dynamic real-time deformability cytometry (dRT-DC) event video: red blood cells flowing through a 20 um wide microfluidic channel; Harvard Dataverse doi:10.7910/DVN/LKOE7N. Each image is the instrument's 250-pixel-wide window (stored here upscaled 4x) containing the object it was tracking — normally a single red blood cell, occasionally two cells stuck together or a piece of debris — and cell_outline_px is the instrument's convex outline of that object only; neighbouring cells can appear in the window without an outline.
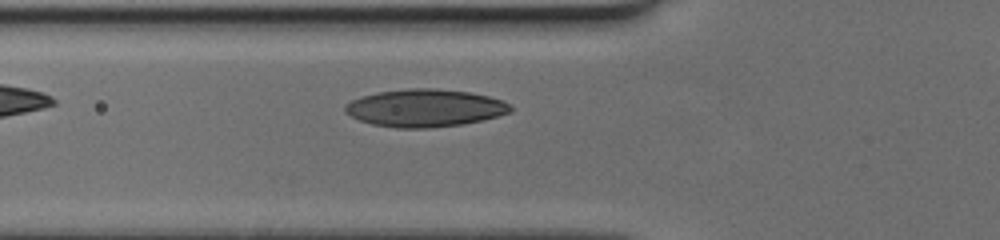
{"species": "human", "species_latin": "Homo sapiens", "temperature_condition": "cold", "stored_images_in_passage": 32, "camera_frame_rate_fps": 3000, "um_per_image_px": 0.085, "donor": {"sex": "female"}, "frame": {"image": 1, "passage_image": 2, "time_ms": 0.333, "image_size_px": [1000, 240], "cell_outline_px": [[512, 112], [464, 124], [428, 128], [396, 128], [372, 124], [360, 120], [344, 112], [344, 104], [360, 96], [376, 92], [408, 88], [432, 88], [468, 92], [488, 96], [500, 100], [508, 104], [512, 108]], "centroid_in_image_um": [36.06, 9.18], "position_along_channel_um": 89.7, "area_um2": 36.18}}
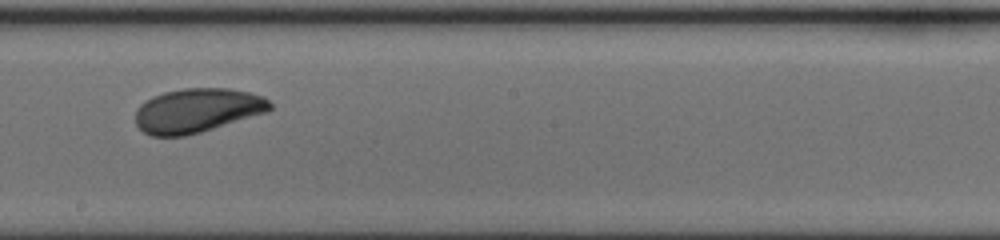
{"frame": {"image": 2, "passage_image": 13, "time_ms": 4.0, "image_size_px": [1000, 240], "cell_outline_px": [[272, 108], [268, 112], [200, 132], [184, 136], [152, 136], [144, 132], [136, 124], [136, 108], [144, 100], [152, 96], [164, 92], [184, 88], [228, 88], [248, 92], [264, 96], [272, 104]], "centroid_in_image_um": [16.75, 9.38], "position_along_channel_um": 231.4, "area_um2": 34.74}}
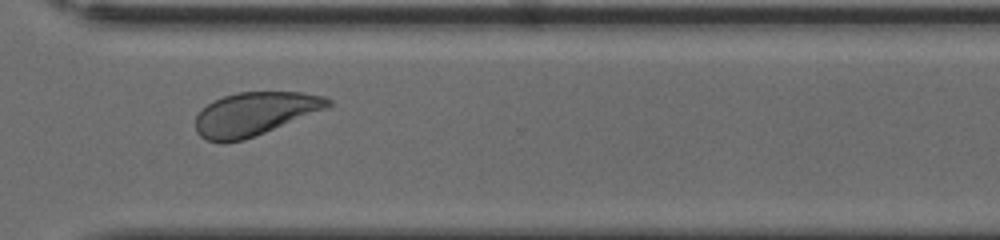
{"frame": {"image": 3, "passage_image": 22, "time_ms": 7.0, "image_size_px": [1000, 240], "cell_outline_px": [[332, 104], [328, 108], [244, 140], [224, 144], [220, 144], [208, 140], [200, 136], [196, 132], [196, 116], [208, 104], [224, 96], [236, 92], [304, 92], [324, 96], [332, 100]], "centroid_in_image_um": [21.66, 9.68], "position_along_channel_um": 348.9, "area_um2": 33.47}}